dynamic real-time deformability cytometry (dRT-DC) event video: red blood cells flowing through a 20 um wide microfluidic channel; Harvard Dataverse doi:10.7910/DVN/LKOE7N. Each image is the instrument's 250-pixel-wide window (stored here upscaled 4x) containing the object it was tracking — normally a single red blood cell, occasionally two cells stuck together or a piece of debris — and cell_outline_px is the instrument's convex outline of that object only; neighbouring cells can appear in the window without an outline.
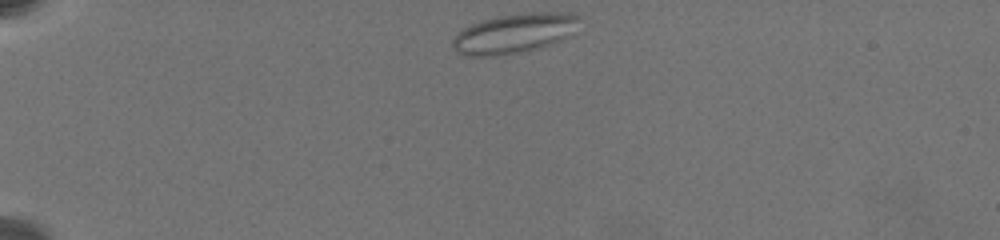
{"species": "common noctule bat (a hibernating species)", "species_latin": "Nyctalus noctula", "temperature_condition": "warm", "stored_images_in_passage": 69, "camera_frame_rate_fps": 3000, "um_per_image_px": 0.085, "animal": {"sex": "female", "body_mass_g": 19.5, "forearm_length_mm": 54.1}, "frame": {"image": 1, "passage_image": 1, "time_ms": 0.0, "image_size_px": [1000, 240], "cell_outline_px": [[580, 16], [560, 40], [552, 44], [540, 48], [492, 56], [464, 56], [456, 52], [452, 48], [452, 40], [464, 28], [472, 24], [484, 20], [500, 16], [528, 12], [572, 12]], "centroid_in_image_um": [43.62, 2.84], "position_along_channel_um": 41.4, "area_um2": 28.5}}
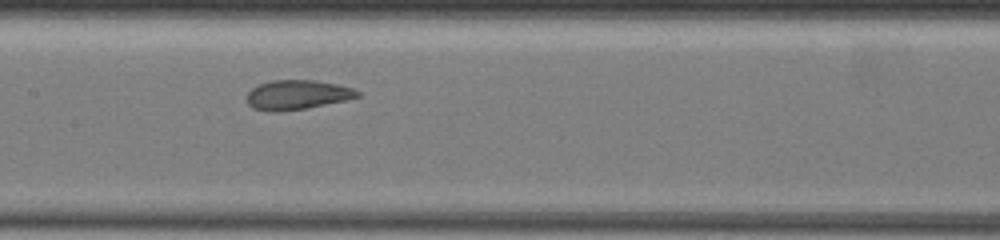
{"frame": {"image": 2, "passage_image": 34, "time_ms": 6.0, "image_size_px": [1000, 240], "cell_outline_px": [[360, 96], [344, 100], [304, 108], [280, 112], [272, 112], [252, 108], [248, 104], [248, 92], [252, 88], [260, 84], [272, 80], [316, 80], [336, 84], [352, 88], [360, 92]], "centroid_in_image_um": [25.24, 8.05], "position_along_channel_um": 182.2, "area_um2": 18.79}}
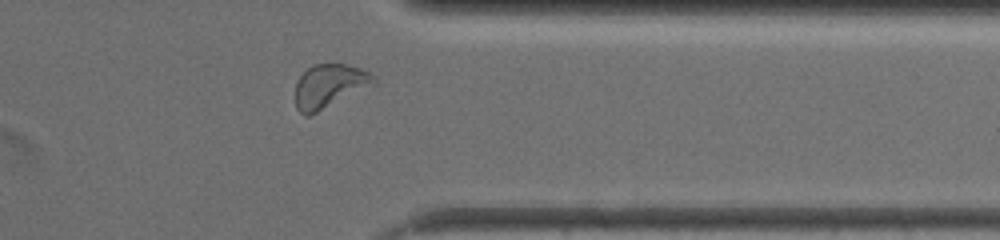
{"frame": {"image": 3, "passage_image": 61, "time_ms": 12.0, "image_size_px": [1000, 240], "cell_outline_px": [[376, 84], [308, 116], [304, 116], [296, 108], [296, 84], [300, 76], [312, 64], [348, 64], [360, 68], [368, 72], [376, 80]], "centroid_in_image_um": [27.99, 7.3], "position_along_channel_um": 383.4, "area_um2": 19.77}, "authors_computed_cell_mechanics": {"area_um2": 19.5364, "velocity_mm_per_s": 3.3923, "shape_relaxation_time_tau1_ms": null, "shape_relaxation_time_tau2_ms": 1.2126, "deformation_change_tau1": null, "deformation_change_tau2": 0.078}}